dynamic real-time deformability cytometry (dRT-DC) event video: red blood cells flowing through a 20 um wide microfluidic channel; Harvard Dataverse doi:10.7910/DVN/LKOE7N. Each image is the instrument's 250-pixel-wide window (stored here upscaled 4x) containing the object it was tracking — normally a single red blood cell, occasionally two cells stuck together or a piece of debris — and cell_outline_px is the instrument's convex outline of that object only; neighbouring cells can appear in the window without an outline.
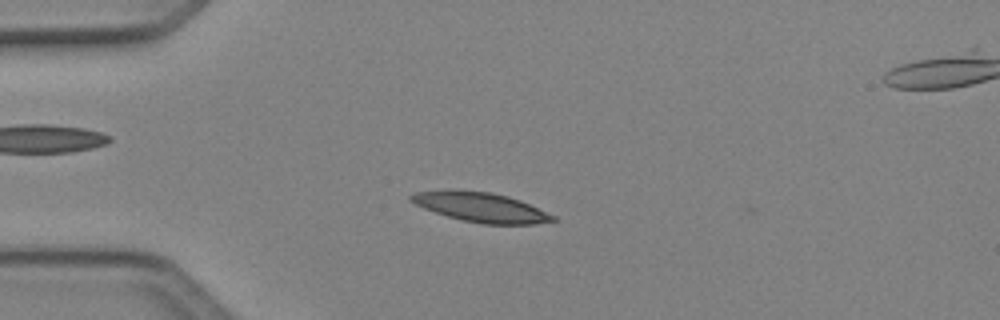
{"species": "Egyptian fruit bat (a non-hibernating species)", "species_latin": "Rousettus aegyptiacus", "temperature_condition": "cold", "stored_images_in_passage": 42, "camera_frame_rate_fps": 3000, "um_per_image_px": 0.085, "animal": {"sex": "female"}, "frame": {"image": 1, "passage_image": 12, "time_ms": 3.667, "image_size_px": [1000, 320], "cell_outline_px": [[560, 220], [536, 224], [484, 224], [464, 220], [448, 216], [424, 208], [408, 200], [408, 196], [412, 192], [452, 188], [492, 192], [508, 196], [520, 200], [556, 216]], "centroid_in_image_um": [40.85, 17.58], "position_along_channel_um": 44.1, "area_um2": 24.85}}
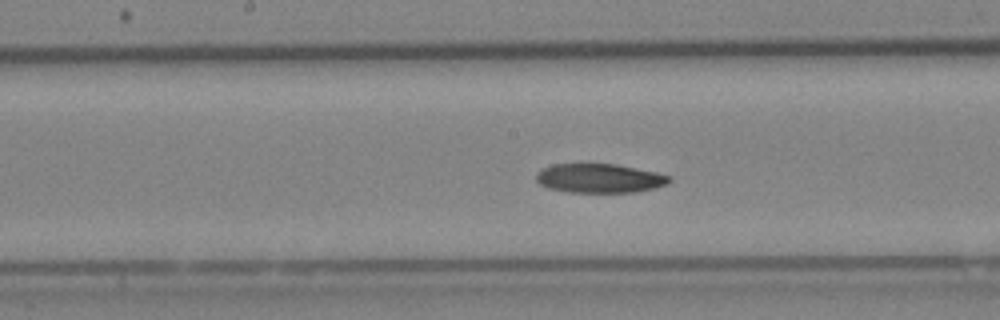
{"frame": {"image": 2, "passage_image": 25, "time_ms": 8.0, "image_size_px": [1000, 320], "cell_outline_px": [[672, 180], [668, 184], [636, 192], [568, 192], [548, 188], [540, 184], [536, 180], [536, 172], [552, 164], [616, 164], [656, 172], [672, 176]], "centroid_in_image_um": [50.96, 15.15], "position_along_channel_um": 197.2, "area_um2": 22.6}}
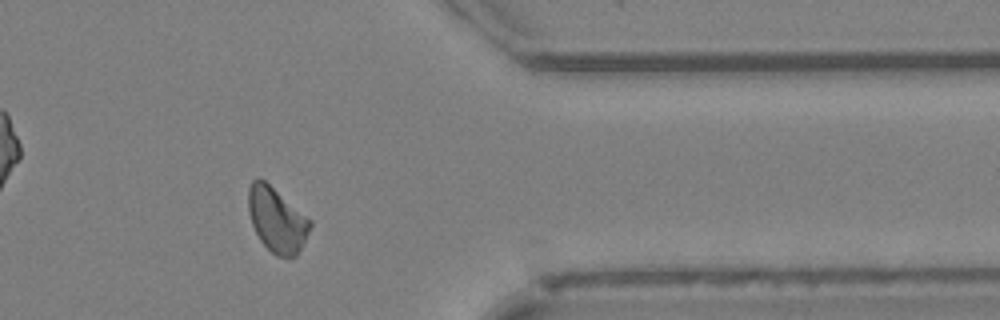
{"frame": {"image": 3, "passage_image": 40, "time_ms": 13.0, "image_size_px": [1000, 320], "cell_outline_px": [[312, 224], [296, 256], [276, 256], [260, 240], [252, 224], [248, 212], [248, 188], [252, 180], [264, 180], [312, 220]], "centroid_in_image_um": [23.52, 18.67], "position_along_channel_um": 387.9, "area_um2": 22.83}, "authors_computed_cell_mechanics": {"area_um2": 23.409, "velocity_mm_per_s": 4.0878, "shape_relaxation_time_tau1_ms": null, "shape_relaxation_time_tau2_ms": 9.4383, "deformation_change_tau1": null, "deformation_change_tau2": 0.176}}